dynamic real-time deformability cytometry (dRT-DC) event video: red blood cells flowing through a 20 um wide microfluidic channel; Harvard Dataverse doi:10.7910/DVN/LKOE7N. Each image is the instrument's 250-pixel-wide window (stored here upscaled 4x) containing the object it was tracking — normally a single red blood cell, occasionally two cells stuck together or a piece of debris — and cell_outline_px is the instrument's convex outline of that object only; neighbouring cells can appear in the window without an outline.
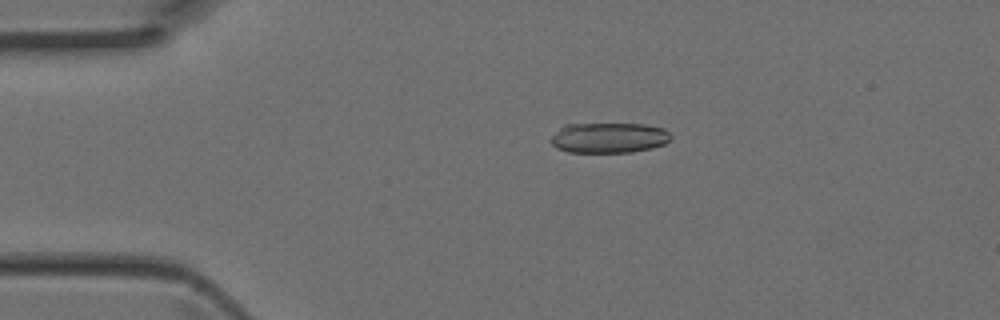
{"species": "Egyptian fruit bat (a non-hibernating species)", "species_latin": "Rousettus aegyptiacus", "temperature_condition": "room temperature", "stored_images_in_passage": 44, "camera_frame_rate_fps": 3000, "um_per_image_px": 0.085, "animal": {"sex": "female"}, "frame": {"image": 1, "passage_image": 9, "time_ms": 2.667, "image_size_px": [1000, 320], "cell_outline_px": [[672, 136], [664, 144], [652, 148], [632, 152], [568, 152], [556, 148], [552, 144], [552, 136], [564, 124], [644, 124], [664, 128]], "centroid_in_image_um": [51.76, 11.71], "position_along_channel_um": 33.2, "area_um2": 21.15}}
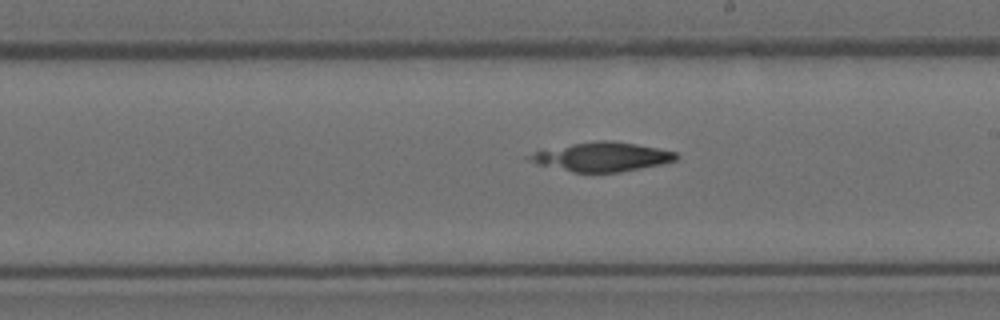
{"frame": {"image": 2, "passage_image": 25, "time_ms": 8.0, "image_size_px": [1000, 320], "cell_outline_px": [[680, 156], [676, 160], [664, 164], [620, 172], [572, 172], [540, 164], [524, 156], [536, 152], [572, 144], [596, 140], [612, 140], [636, 144], [676, 152]], "centroid_in_image_um": [51.26, 13.33], "position_along_channel_um": 237.7, "area_um2": 24.51}}
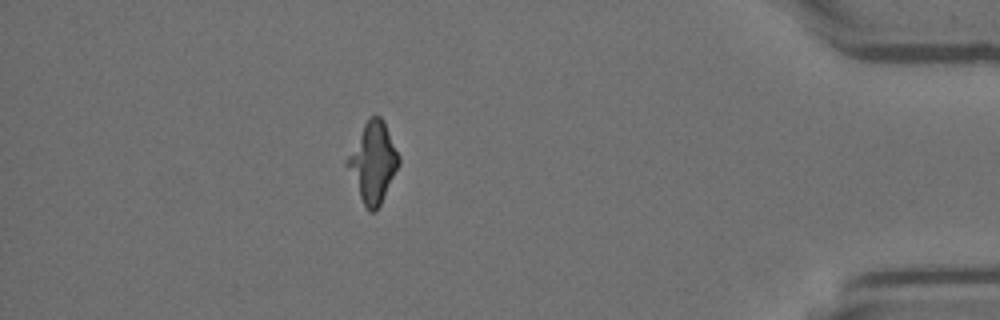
{"frame": {"image": 3, "passage_image": 39, "time_ms": 12.667, "image_size_px": [1000, 320], "cell_outline_px": [[400, 164], [380, 204], [372, 212], [368, 212], [344, 164], [344, 160], [368, 116], [380, 116], [400, 156]], "centroid_in_image_um": [31.67, 13.78], "position_along_channel_um": 403.5, "area_um2": 23.7}}